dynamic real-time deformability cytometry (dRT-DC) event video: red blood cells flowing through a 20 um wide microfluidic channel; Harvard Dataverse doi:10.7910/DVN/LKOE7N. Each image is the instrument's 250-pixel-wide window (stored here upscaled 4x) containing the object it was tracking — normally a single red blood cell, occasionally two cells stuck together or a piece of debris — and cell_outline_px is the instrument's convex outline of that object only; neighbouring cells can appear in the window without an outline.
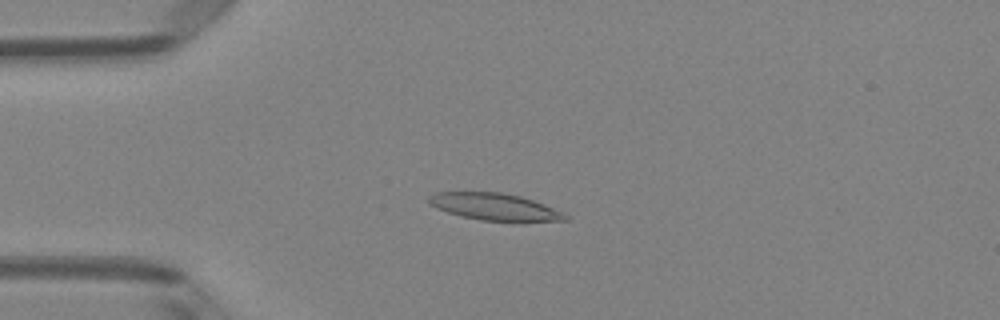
{"species": "Egyptian fruit bat (a non-hibernating species)", "species_latin": "Rousettus aegyptiacus", "temperature_condition": "room temperature", "stored_images_in_passage": 51, "camera_frame_rate_fps": 3000, "um_per_image_px": 0.085, "animal": {"sex": "female"}, "frame": {"image": 1, "passage_image": 13, "time_ms": 4.0, "image_size_px": [1000, 320], "cell_outline_px": [[568, 220], [480, 220], [460, 216], [436, 208], [428, 204], [428, 196], [436, 192], [500, 192], [520, 196], [544, 204], [564, 212], [568, 216]], "centroid_in_image_um": [41.98, 17.56], "position_along_channel_um": 43.0, "area_um2": 21.1}}
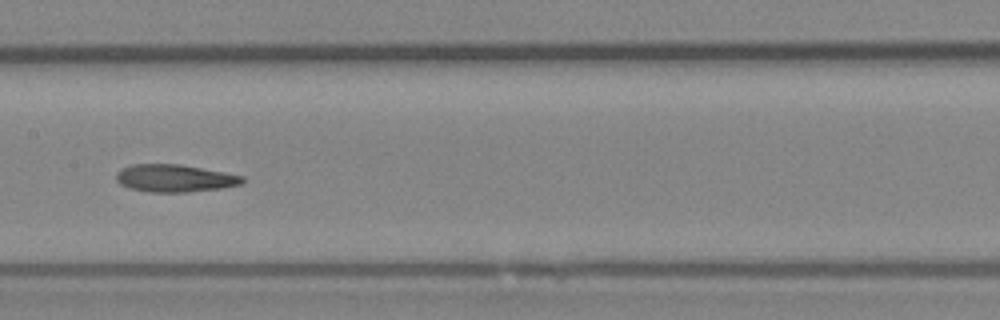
{"frame": {"image": 2, "passage_image": 26, "time_ms": 8.333, "image_size_px": [1000, 320], "cell_outline_px": [[244, 180], [240, 184], [220, 188], [188, 192], [152, 192], [128, 188], [120, 184], [116, 180], [116, 172], [132, 164], [180, 164], [224, 172], [244, 176]], "centroid_in_image_um": [14.83, 15.15], "position_along_channel_um": 192.6, "area_um2": 20.11}}
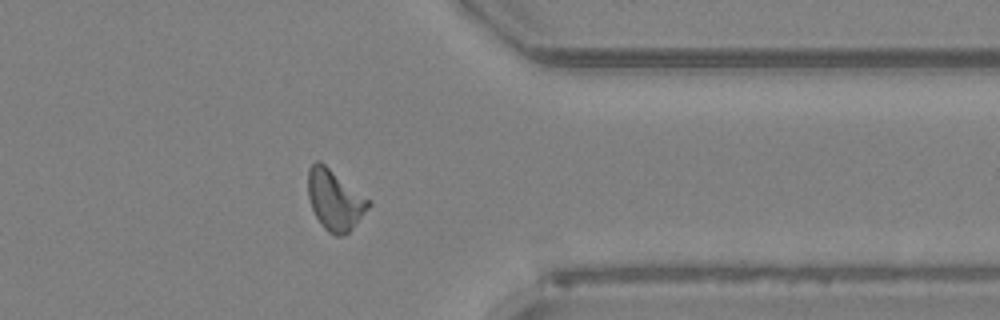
{"frame": {"image": 3, "passage_image": 41, "time_ms": 13.333, "image_size_px": [1000, 320], "cell_outline_px": [[372, 204], [348, 232], [344, 236], [336, 236], [328, 232], [320, 224], [312, 208], [308, 196], [308, 168], [316, 160], [320, 160], [372, 200]], "centroid_in_image_um": [28.47, 16.97], "position_along_channel_um": 382.9, "area_um2": 21.5}, "authors_computed_cell_mechanics": {"area_um2": 20.519, "velocity_mm_per_s": 4.0021, "shape_relaxation_time_tau1_ms": 7.9496, "shape_relaxation_time_tau2_ms": 3.4975, "deformation_change_tau1": 0.221, "deformation_change_tau2": 0.1339}}